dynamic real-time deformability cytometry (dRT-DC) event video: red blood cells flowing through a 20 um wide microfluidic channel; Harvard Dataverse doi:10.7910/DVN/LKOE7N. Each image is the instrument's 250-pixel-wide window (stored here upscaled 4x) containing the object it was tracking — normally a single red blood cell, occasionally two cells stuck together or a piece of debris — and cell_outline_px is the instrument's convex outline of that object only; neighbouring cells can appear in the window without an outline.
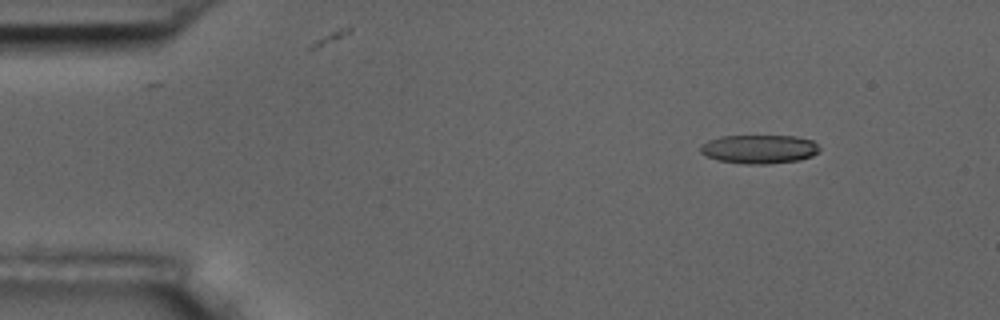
{"species": "common noctule bat (a hibernating species)", "species_latin": "Nyctalus noctula", "temperature_condition": "room temperature", "stored_images_in_passage": 6, "camera_frame_rate_fps": 3000, "um_per_image_px": 0.085, "animal": {"sex": "male", "body_mass_g": 17.5, "forearm_length_mm": 52.3}, "frame": {"image": 1, "passage_image": 1, "time_ms": 0.0, "image_size_px": [1000, 320], "cell_outline_px": [[820, 152], [812, 156], [800, 160], [768, 164], [744, 164], [716, 160], [700, 152], [700, 144], [708, 140], [720, 136], [796, 136], [812, 140], [820, 148]], "centroid_in_image_um": [64.53, 12.68], "position_along_channel_um": 20.5, "area_um2": 20.17}}
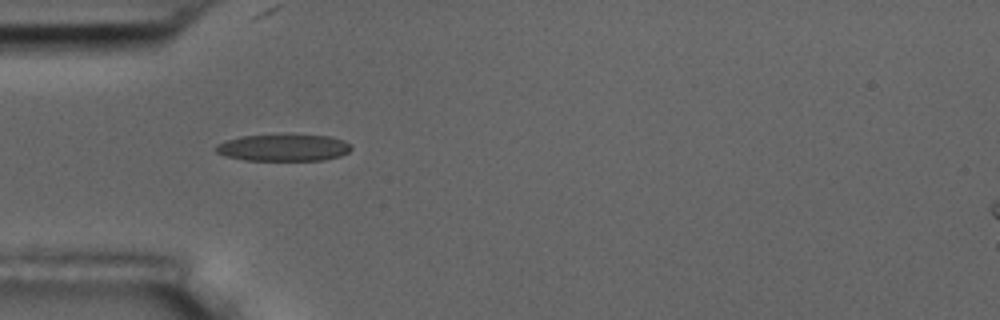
{"frame": {"image": 2, "passage_image": 4, "time_ms": 3.333, "image_size_px": [1000, 320], "cell_outline_px": [[352, 148], [348, 152], [340, 156], [324, 160], [244, 160], [224, 156], [216, 152], [212, 148], [216, 144], [224, 140], [240, 136], [332, 136], [344, 140], [352, 144]], "centroid_in_image_um": [24.06, 12.57], "position_along_channel_um": 60.9, "area_um2": 21.1}}